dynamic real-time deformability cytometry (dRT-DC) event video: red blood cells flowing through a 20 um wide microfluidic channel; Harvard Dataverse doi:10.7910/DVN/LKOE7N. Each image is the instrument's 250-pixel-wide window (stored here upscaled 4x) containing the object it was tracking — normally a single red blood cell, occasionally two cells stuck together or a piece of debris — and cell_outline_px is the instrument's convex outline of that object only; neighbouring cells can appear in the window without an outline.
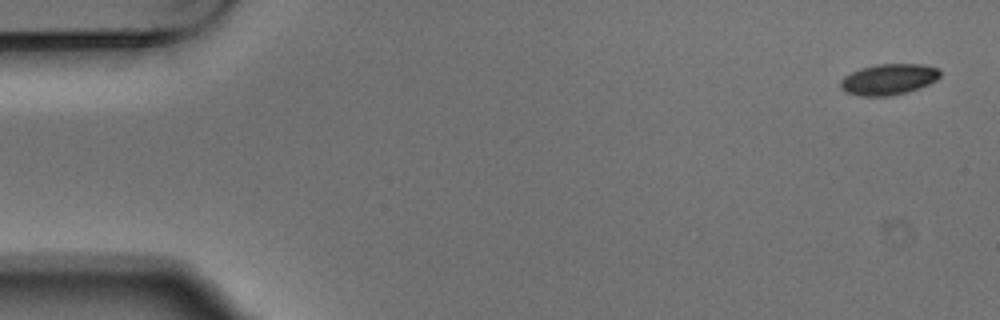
{"species": "Egyptian fruit bat (a non-hibernating species)", "species_latin": "Rousettus aegyptiacus", "temperature_condition": "warm", "stored_images_in_passage": 8, "camera_frame_rate_fps": 3000, "um_per_image_px": 0.085, "animal": {"sex": "male"}, "frame": {"image": 1, "passage_image": 1, "time_ms": 0.0, "image_size_px": [1000, 320], "cell_outline_px": [[940, 76], [936, 80], [920, 88], [908, 92], [892, 96], [860, 96], [844, 92], [840, 88], [840, 80], [844, 76], [860, 68], [876, 64], [920, 64], [940, 68]], "centroid_in_image_um": [75.52, 6.75], "position_along_channel_um": 9.5, "area_um2": 18.21}}
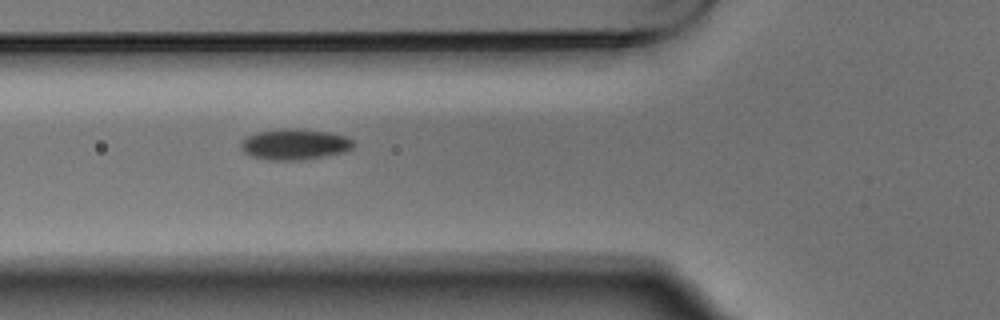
{"frame": {"image": 2, "passage_image": 6, "time_ms": 1.667, "image_size_px": [1000, 320], "cell_outline_px": [[356, 144], [352, 148], [344, 152], [324, 156], [300, 160], [268, 160], [252, 156], [244, 152], [240, 148], [240, 144], [248, 136], [256, 132], [284, 128], [300, 128], [328, 132], [344, 136], [352, 140]], "centroid_in_image_um": [25.05, 12.26], "position_along_channel_um": 100.8, "area_um2": 20.23}}
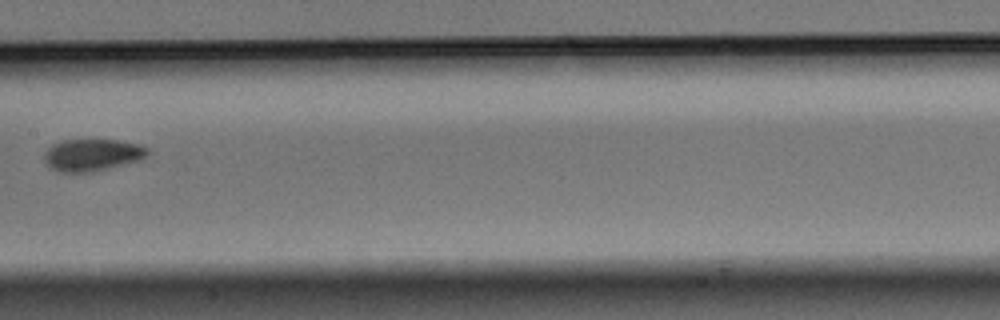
{"frame": {"image": 3, "passage_image": 8, "time_ms": 2.333, "image_size_px": [1000, 320], "cell_outline_px": [[148, 152], [140, 160], [92, 172], [60, 172], [48, 168], [44, 160], [44, 152], [52, 144], [60, 140], [116, 140], [140, 144], [148, 148]], "centroid_in_image_um": [7.78, 13.17], "position_along_channel_um": 199.6, "area_um2": 19.36}}